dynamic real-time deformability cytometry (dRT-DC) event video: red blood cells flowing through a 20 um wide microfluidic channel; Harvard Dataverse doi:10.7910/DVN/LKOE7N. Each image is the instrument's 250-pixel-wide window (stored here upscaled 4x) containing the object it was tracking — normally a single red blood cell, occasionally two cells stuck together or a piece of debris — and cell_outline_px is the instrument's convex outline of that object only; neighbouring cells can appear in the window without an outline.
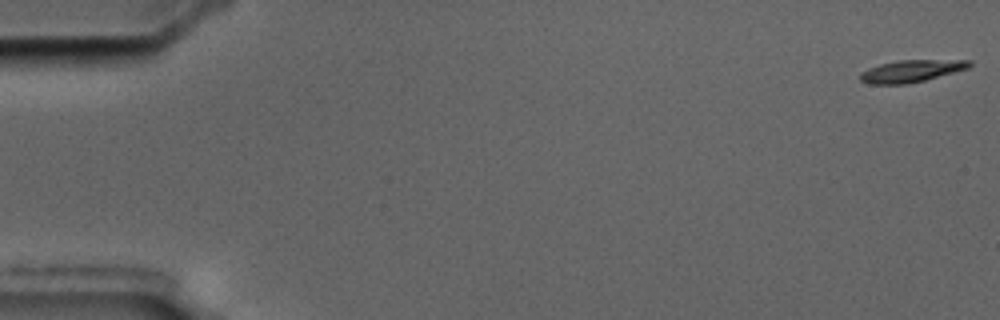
{"species": "common noctule bat (a hibernating species)", "species_latin": "Nyctalus noctula", "temperature_condition": "cold", "stored_images_in_passage": 7, "camera_frame_rate_fps": 3000, "um_per_image_px": 0.085, "animal": {"sex": "male", "body_mass_g": 17.5, "forearm_length_mm": 52.3}, "frame": {"image": 1, "passage_image": 1, "time_ms": 0.0, "image_size_px": [1000, 320], "cell_outline_px": [[972, 64], [968, 68], [924, 80], [908, 84], [868, 84], [860, 80], [860, 72], [868, 68], [880, 64], [900, 60], [972, 60]], "centroid_in_image_um": [77.43, 6.04], "position_along_channel_um": 7.6, "area_um2": 13.99}}
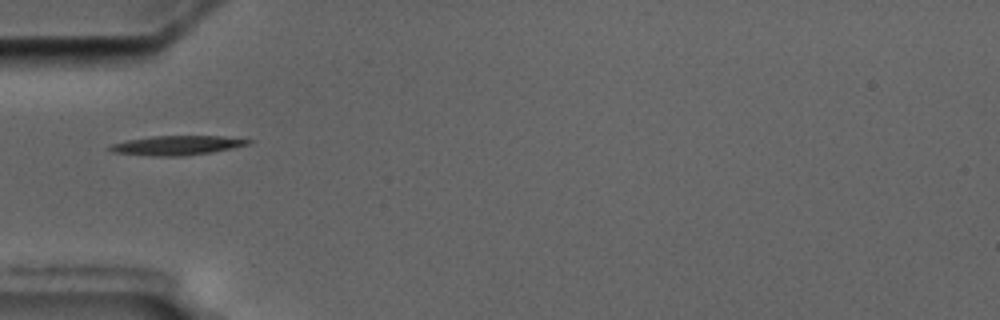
{"frame": {"image": 2, "passage_image": 5, "time_ms": 6.0, "image_size_px": [1000, 320], "cell_outline_px": [[256, 140], [248, 144], [232, 148], [212, 152], [184, 156], [152, 156], [112, 152], [108, 148], [108, 144], [128, 140], [152, 136], [224, 136]], "centroid_in_image_um": [15.04, 12.35], "position_along_channel_um": 70.0, "area_um2": 15.72}}
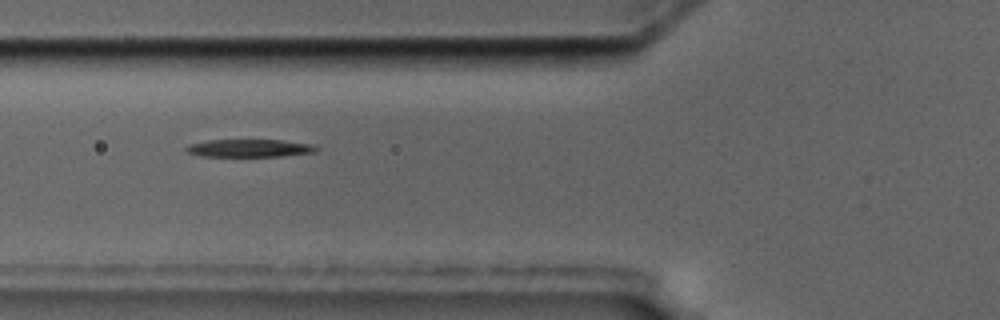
{"frame": {"image": 3, "passage_image": 6, "time_ms": 7.0, "image_size_px": [1000, 320], "cell_outline_px": [[320, 148], [316, 152], [280, 156], [200, 156], [188, 152], [184, 148], [188, 144], [208, 140], [284, 140], [316, 144]], "centroid_in_image_um": [21.27, 12.58], "position_along_channel_um": 104.5, "area_um2": 13.58}}